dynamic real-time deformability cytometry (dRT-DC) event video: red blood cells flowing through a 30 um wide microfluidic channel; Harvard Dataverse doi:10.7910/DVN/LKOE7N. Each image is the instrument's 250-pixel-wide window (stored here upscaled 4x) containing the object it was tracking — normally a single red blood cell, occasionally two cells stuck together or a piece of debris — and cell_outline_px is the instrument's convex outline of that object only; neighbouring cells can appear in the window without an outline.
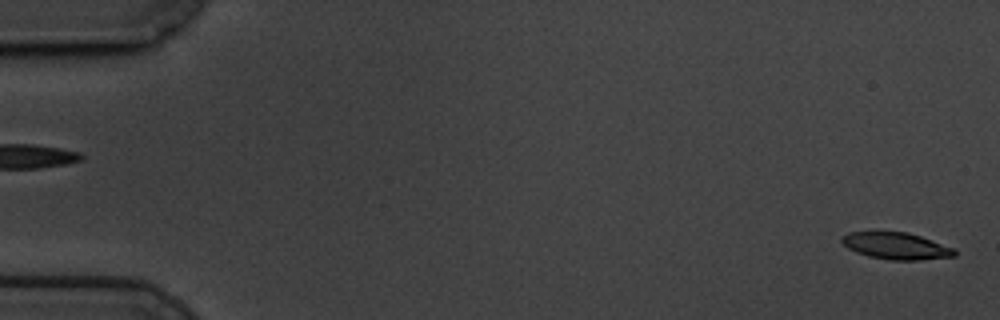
{"species": "common noctule bat (a hibernating species)", "species_latin": "Nyctalus noctula", "temperature_condition": "cold", "stored_images_in_passage": 60, "camera_frame_rate_fps": 3000, "um_per_image_px": 0.085, "animal": {"sex": "male", "body_mass_g": 19.5, "forearm_length_mm": 54.6}, "frame": {"image": 1, "passage_image": 2, "time_ms": 0.333, "image_size_px": [1000, 320], "cell_outline_px": [[956, 256], [920, 260], [888, 260], [868, 256], [856, 252], [848, 248], [840, 240], [840, 236], [848, 232], [908, 232], [920, 236], [952, 248], [956, 252]], "centroid_in_image_um": [76.12, 20.91], "position_along_channel_um": 8.9, "area_um2": 17.51}}
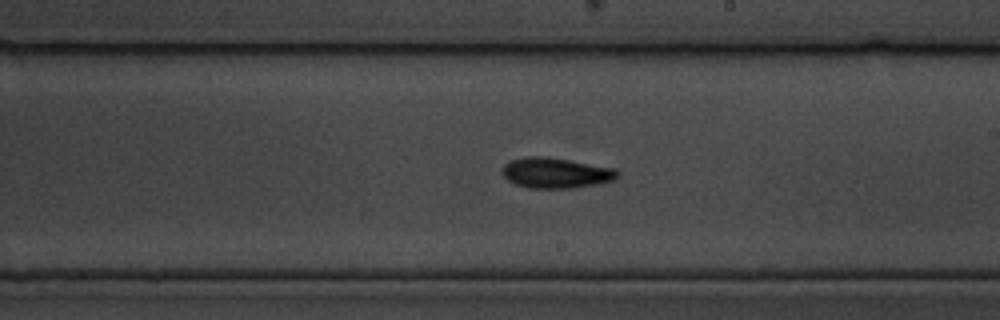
{"frame": {"image": 2, "passage_image": 35, "time_ms": 11.333, "image_size_px": [1000, 320], "cell_outline_px": [[620, 176], [616, 180], [600, 184], [572, 188], [528, 188], [516, 184], [508, 180], [500, 172], [504, 164], [512, 160], [528, 156], [548, 156], [616, 168], [620, 172]], "centroid_in_image_um": [47.3, 14.7], "position_along_channel_um": 241.7, "area_um2": 20.87}}
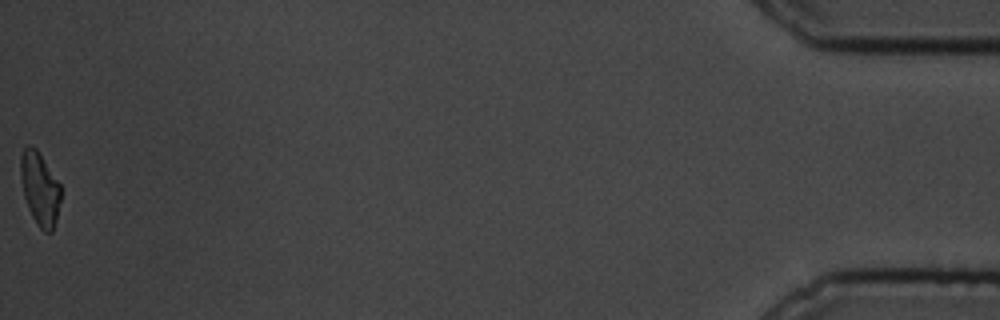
{"frame": {"image": 3, "passage_image": 60, "time_ms": 19.667, "image_size_px": [1000, 320], "cell_outline_px": [[60, 200], [56, 220], [52, 232], [44, 232], [36, 224], [28, 208], [24, 196], [20, 176], [20, 156], [24, 148], [28, 144], [36, 148], [60, 184]], "centroid_in_image_um": [3.37, 16.03], "position_along_channel_um": 431.8, "area_um2": 17.05}, "authors_computed_cell_mechanics": {"area_um2": 18.9006, "velocity_mm_per_s": 3.4078, "shape_relaxation_time_tau1_ms": 3.143, "shape_relaxation_time_tau2_ms": 5.1518, "deformation_change_tau1": 0.1364, "deformation_change_tau2": 0.0971}}